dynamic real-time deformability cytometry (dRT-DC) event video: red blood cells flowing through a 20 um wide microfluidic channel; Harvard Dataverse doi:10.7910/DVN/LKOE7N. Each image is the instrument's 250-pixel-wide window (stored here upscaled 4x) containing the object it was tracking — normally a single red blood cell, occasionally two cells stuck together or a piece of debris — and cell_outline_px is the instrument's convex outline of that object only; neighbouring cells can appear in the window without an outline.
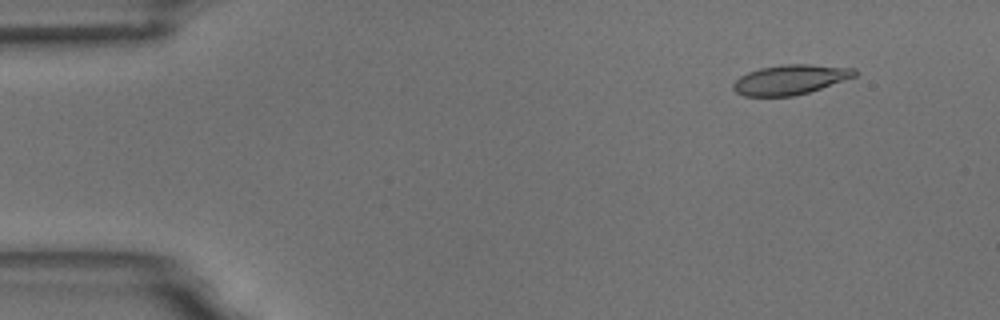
{"species": "common noctule bat (a hibernating species)", "species_latin": "Nyctalus noctula", "temperature_condition": "room temperature", "stored_images_in_passage": 5, "segment_of_instrument_passage": [2, 2], "camera_frame_rate_fps": 3000, "um_per_image_px": 0.085, "animal": {"sex": "male", "body_mass_g": 18.8}, "frame": {"image": 1, "passage_image": 5, "time_ms": 4.667, "image_size_px": [1000, 320], "cell_outline_px": [[860, 72], [856, 76], [808, 92], [792, 96], [744, 96], [736, 92], [732, 88], [732, 84], [740, 76], [748, 72], [760, 68], [780, 64], [812, 64], [856, 68]], "centroid_in_image_um": [67.18, 6.75], "position_along_channel_um": 17.8, "area_um2": 21.15}}